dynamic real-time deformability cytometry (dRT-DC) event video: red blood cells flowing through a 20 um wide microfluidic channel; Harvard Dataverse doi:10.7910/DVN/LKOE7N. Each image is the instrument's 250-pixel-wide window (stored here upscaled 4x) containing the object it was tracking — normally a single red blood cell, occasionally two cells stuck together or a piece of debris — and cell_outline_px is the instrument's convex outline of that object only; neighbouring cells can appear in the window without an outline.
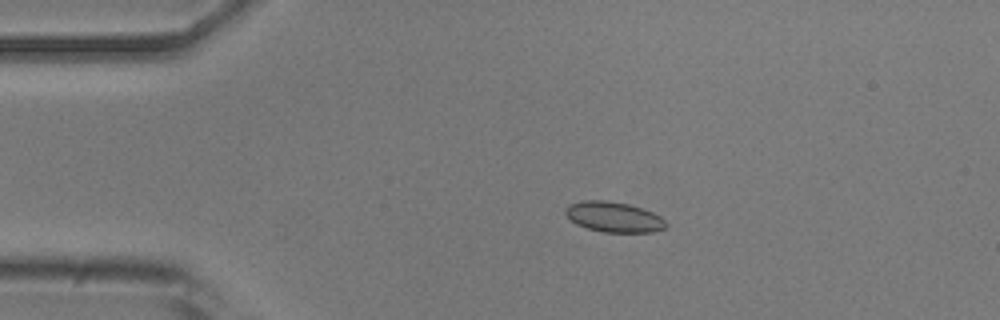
{"species": "common noctule bat (a hibernating species)", "species_latin": "Nyctalus noctula", "temperature_condition": "room temperature", "stored_images_in_passage": 4, "camera_frame_rate_fps": 3000, "um_per_image_px": 0.085, "animal": {"sex": "male", "body_mass_g": 20.5, "forearm_length_mm": 52.5}, "frame": {"image": 1, "passage_image": 3, "time_ms": 0.667, "image_size_px": [1000, 320], "cell_outline_px": [[668, 224], [664, 228], [652, 232], [604, 232], [588, 228], [576, 224], [564, 212], [564, 208], [568, 204], [584, 200], [608, 200], [628, 204], [652, 212], [660, 216]], "centroid_in_image_um": [52.15, 18.43], "position_along_channel_um": 32.8, "area_um2": 17.69}}